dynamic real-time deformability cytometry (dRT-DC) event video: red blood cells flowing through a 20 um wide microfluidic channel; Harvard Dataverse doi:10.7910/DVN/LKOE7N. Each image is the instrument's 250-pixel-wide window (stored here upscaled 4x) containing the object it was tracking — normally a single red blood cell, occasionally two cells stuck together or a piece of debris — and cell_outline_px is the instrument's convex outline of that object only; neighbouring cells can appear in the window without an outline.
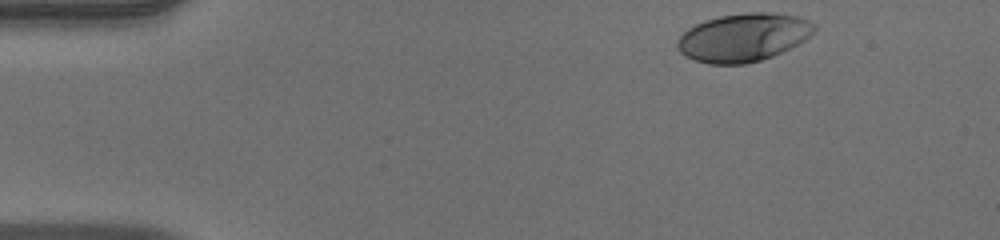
{"species": "human", "species_latin": "Homo sapiens", "temperature_condition": "warm", "stored_images_in_passage": 40, "camera_frame_rate_fps": 3000, "um_per_image_px": 0.085, "donor": {"sex": "male"}, "frame": {"image": 1, "passage_image": 1, "time_ms": 0.0, "image_size_px": [1000, 240], "cell_outline_px": [[816, 28], [804, 40], [772, 56], [760, 60], [744, 64], [708, 64], [684, 56], [676, 48], [676, 40], [688, 28], [704, 20], [720, 16], [748, 12], [772, 12], [796, 16], [808, 20], [816, 24]], "centroid_in_image_um": [63.14, 3.17], "position_along_channel_um": 21.9, "area_um2": 38.32}}
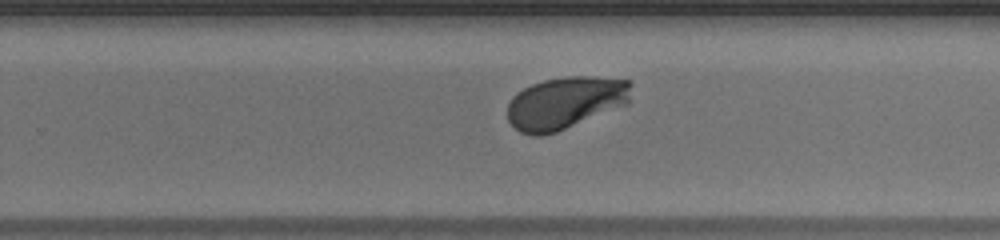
{"frame": {"image": 2, "passage_image": 28, "time_ms": 9.0, "image_size_px": [1000, 240], "cell_outline_px": [[632, 84], [628, 104], [556, 132], [540, 136], [532, 136], [520, 132], [508, 120], [508, 104], [512, 96], [516, 92], [532, 84], [544, 80], [568, 76], [592, 76], [632, 80]], "centroid_in_image_um": [48.06, 8.73], "position_along_channel_um": 281.7, "area_um2": 37.86}}
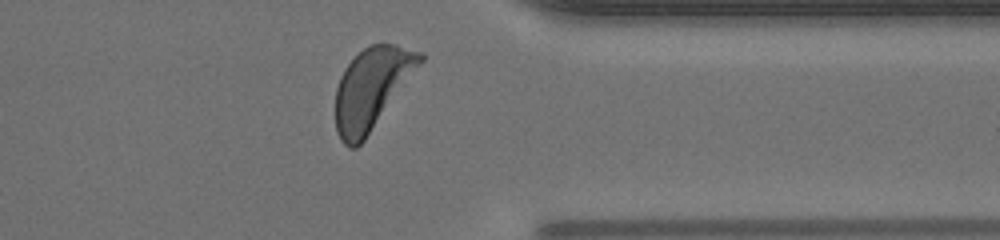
{"frame": {"image": 3, "passage_image": 36, "time_ms": 11.667, "image_size_px": [1000, 240], "cell_outline_px": [[424, 60], [364, 140], [356, 148], [348, 148], [340, 140], [336, 132], [336, 88], [340, 76], [344, 68], [368, 44], [396, 44], [424, 52]], "centroid_in_image_um": [31.59, 7.5], "position_along_channel_um": 379.8, "area_um2": 39.71}, "authors_computed_cell_mechanics": {"area_um2": 37.4544, "velocity_mm_per_s": 3.9145, "shape_relaxation_time_tau1_ms": 2.6577, "shape_relaxation_time_tau2_ms": null, "deformation_change_tau1": 0.1983, "deformation_change_tau2": null}}